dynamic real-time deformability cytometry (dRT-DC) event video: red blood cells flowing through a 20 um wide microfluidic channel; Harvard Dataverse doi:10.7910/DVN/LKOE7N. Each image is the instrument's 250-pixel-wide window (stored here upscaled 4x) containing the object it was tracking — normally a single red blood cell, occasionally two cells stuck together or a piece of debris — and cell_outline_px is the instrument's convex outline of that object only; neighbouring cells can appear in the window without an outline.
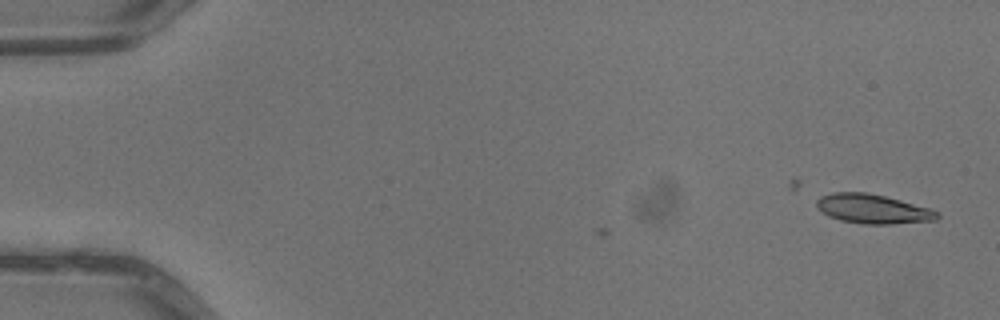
{"species": "common noctule bat (a hibernating species)", "species_latin": "Nyctalus noctula", "temperature_condition": "warm", "stored_images_in_passage": 3, "camera_frame_rate_fps": 3000, "um_per_image_px": 0.085, "animal": {"sex": "male", "body_mass_g": 13.3}, "frame": {"image": 1, "passage_image": 3, "time_ms": 0.667, "image_size_px": [1000, 320], "cell_outline_px": [[940, 216], [936, 220], [892, 224], [864, 224], [840, 220], [828, 216], [816, 208], [816, 200], [820, 196], [832, 192], [864, 192], [884, 196], [900, 200], [928, 208], [940, 212]], "centroid_in_image_um": [74.16, 17.76], "position_along_channel_um": 10.8, "area_um2": 20.63}}